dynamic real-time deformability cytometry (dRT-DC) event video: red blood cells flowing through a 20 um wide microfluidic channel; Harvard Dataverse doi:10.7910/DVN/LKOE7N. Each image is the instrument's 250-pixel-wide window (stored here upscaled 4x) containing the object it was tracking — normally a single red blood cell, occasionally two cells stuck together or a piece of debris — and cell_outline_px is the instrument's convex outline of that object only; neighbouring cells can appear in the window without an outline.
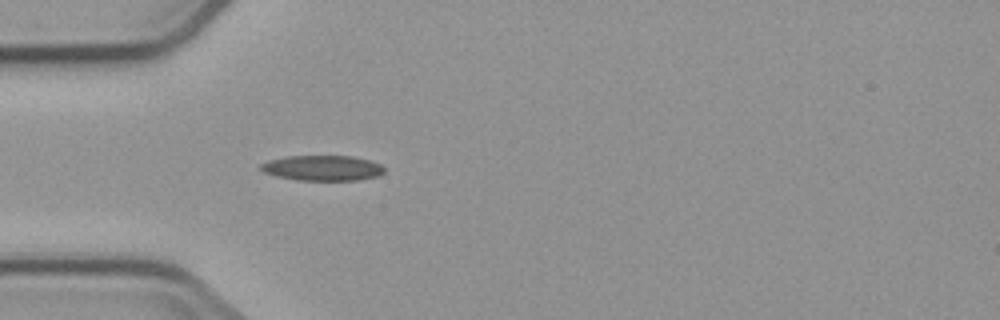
{"species": "common noctule bat (a hibernating species)", "species_latin": "Nyctalus noctula", "temperature_condition": "cold", "stored_images_in_passage": 4, "camera_frame_rate_fps": 3000, "um_per_image_px": 0.085, "animal": {"sex": "male", "body_mass_g": 23.1, "forearm_length_mm": 52.7}, "frame": {"image": 1, "passage_image": 4, "time_ms": 4.333, "image_size_px": [1000, 320], "cell_outline_px": [[384, 172], [376, 176], [360, 180], [296, 180], [276, 176], [264, 172], [260, 168], [260, 164], [268, 160], [288, 156], [352, 156], [368, 160], [380, 164], [384, 168]], "centroid_in_image_um": [27.39, 14.28], "position_along_channel_um": 57.6, "area_um2": 18.15}}